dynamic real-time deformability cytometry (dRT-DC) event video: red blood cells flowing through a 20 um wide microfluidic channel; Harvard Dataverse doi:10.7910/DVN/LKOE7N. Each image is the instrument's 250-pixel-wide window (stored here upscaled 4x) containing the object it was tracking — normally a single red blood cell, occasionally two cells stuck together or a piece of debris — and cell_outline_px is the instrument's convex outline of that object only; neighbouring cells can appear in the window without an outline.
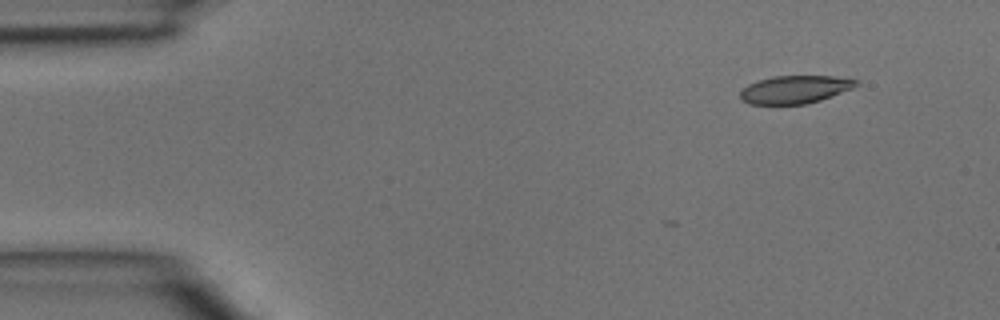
{"species": "common noctule bat (a hibernating species)", "species_latin": "Nyctalus noctula", "temperature_condition": "room temperature", "stored_images_in_passage": 4, "camera_frame_rate_fps": 3000, "um_per_image_px": 0.085, "animal": {"sex": "male", "body_mass_g": 15.6}, "frame": {"image": 1, "passage_image": 2, "time_ms": 0.333, "image_size_px": [1000, 320], "cell_outline_px": [[860, 84], [852, 88], [820, 100], [804, 104], [748, 104], [740, 100], [740, 92], [748, 84], [772, 76], [836, 76], [860, 80]], "centroid_in_image_um": [67.58, 7.6], "position_along_channel_um": 17.4, "area_um2": 18.84}}
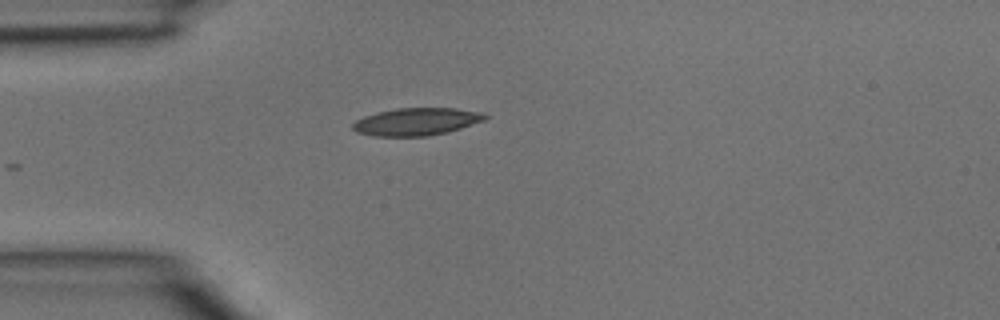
{"frame": {"image": 2, "passage_image": 4, "time_ms": 1.0, "image_size_px": [1000, 320], "cell_outline_px": [[488, 116], [484, 120], [448, 132], [428, 136], [372, 136], [356, 132], [352, 128], [352, 124], [356, 120], [364, 116], [376, 112], [396, 108], [456, 108], [484, 112]], "centroid_in_image_um": [35.38, 10.34], "position_along_channel_um": 49.6, "area_um2": 21.33}}